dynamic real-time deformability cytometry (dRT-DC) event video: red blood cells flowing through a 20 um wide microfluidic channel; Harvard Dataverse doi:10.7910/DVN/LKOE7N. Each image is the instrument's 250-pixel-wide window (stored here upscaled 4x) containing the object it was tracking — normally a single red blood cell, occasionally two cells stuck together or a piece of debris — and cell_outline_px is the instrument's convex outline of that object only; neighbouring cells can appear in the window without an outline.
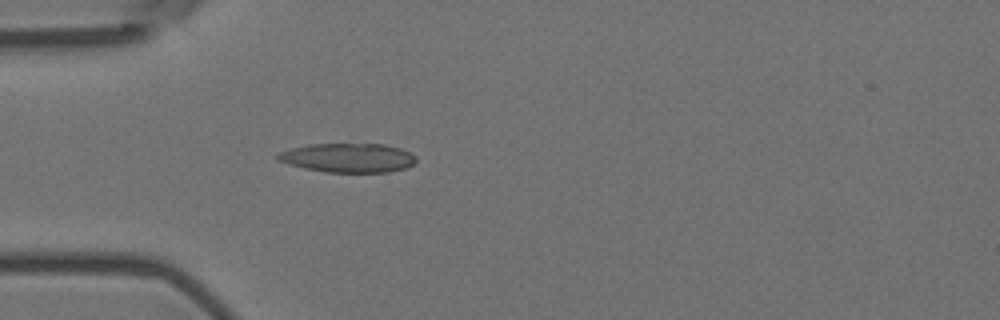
{"species": "Egyptian fruit bat (a non-hibernating species)", "species_latin": "Rousettus aegyptiacus", "temperature_condition": "room temperature", "stored_images_in_passage": 4, "camera_frame_rate_fps": 3000, "um_per_image_px": 0.085, "animal": {"sex": "female"}, "frame": {"image": 1, "passage_image": 4, "time_ms": 1.0, "image_size_px": [1000, 320], "cell_outline_px": [[416, 160], [408, 168], [388, 172], [324, 172], [304, 168], [288, 164], [276, 160], [276, 156], [280, 152], [292, 148], [312, 144], [384, 144], [400, 148], [416, 156]], "centroid_in_image_um": [29.59, 13.42], "position_along_channel_um": 55.4, "area_um2": 23.47}}